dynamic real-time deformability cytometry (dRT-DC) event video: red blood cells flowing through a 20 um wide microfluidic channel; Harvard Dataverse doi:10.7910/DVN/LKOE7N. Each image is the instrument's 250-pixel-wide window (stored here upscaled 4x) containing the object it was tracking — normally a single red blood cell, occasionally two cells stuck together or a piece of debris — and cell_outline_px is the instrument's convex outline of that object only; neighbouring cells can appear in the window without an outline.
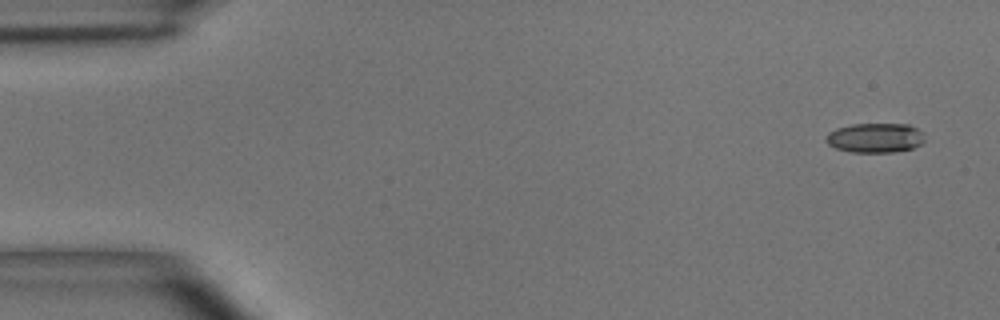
{"species": "common noctule bat (a hibernating species)", "species_latin": "Nyctalus noctula", "temperature_condition": "room temperature", "stored_images_in_passage": 4, "camera_frame_rate_fps": 3000, "um_per_image_px": 0.085, "animal": {"sex": "male", "body_mass_g": 15.6}, "frame": {"image": 1, "passage_image": 1, "time_ms": 0.0, "image_size_px": [1000, 320], "cell_outline_px": [[924, 140], [920, 144], [912, 148], [892, 152], [852, 152], [836, 148], [828, 144], [824, 140], [824, 136], [828, 132], [836, 128], [852, 124], [908, 124], [924, 132]], "centroid_in_image_um": [74.36, 11.71], "position_along_channel_um": 10.6, "area_um2": 17.11}}
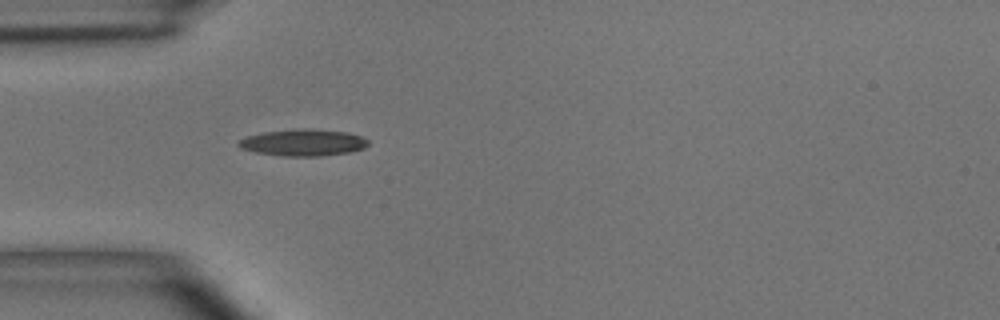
{"frame": {"image": 2, "passage_image": 4, "time_ms": 4.333, "image_size_px": [1000, 320], "cell_outline_px": [[368, 144], [364, 148], [348, 152], [320, 156], [280, 156], [256, 152], [240, 148], [236, 144], [240, 140], [248, 136], [264, 132], [304, 128], [308, 128], [348, 132], [364, 136], [368, 140]], "centroid_in_image_um": [25.79, 12.11], "position_along_channel_um": 59.2, "area_um2": 20.17}}